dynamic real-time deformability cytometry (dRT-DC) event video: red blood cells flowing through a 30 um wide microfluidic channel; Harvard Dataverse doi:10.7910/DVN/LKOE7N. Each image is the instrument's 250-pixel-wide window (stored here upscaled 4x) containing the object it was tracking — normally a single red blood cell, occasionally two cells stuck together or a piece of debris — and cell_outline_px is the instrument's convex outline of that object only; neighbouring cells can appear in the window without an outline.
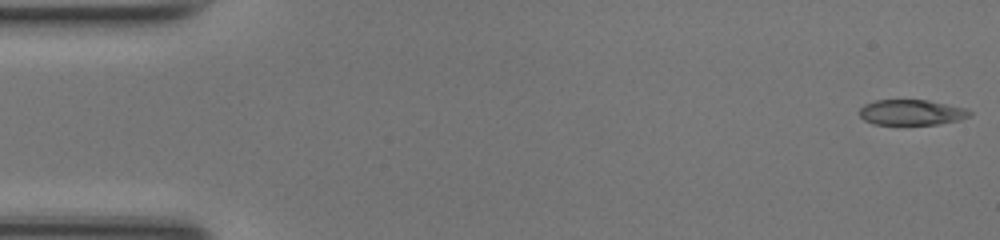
{"species": "common noctule bat (a hibernating species)", "species_latin": "Nyctalus noctula", "temperature_condition": "room temperature", "stored_images_in_passage": 49, "camera_frame_rate_fps": 3000, "um_per_image_px": 0.085, "animal": {"sex": "female", "body_mass_g": 17.0, "forearm_length_mm": 48.0}, "frame": {"image": 1, "passage_image": 1, "time_ms": 0.0, "image_size_px": [1000, 240], "cell_outline_px": [[972, 112], [968, 116], [960, 120], [936, 124], [872, 124], [864, 120], [860, 116], [860, 108], [864, 104], [876, 100], [928, 100], [964, 108]], "centroid_in_image_um": [77.44, 9.55], "position_along_channel_um": 7.6, "area_um2": 16.18}}
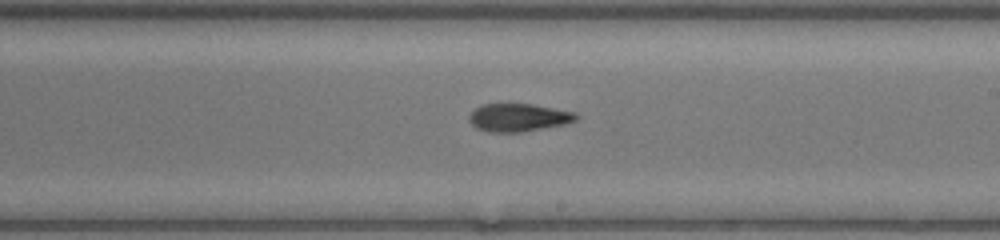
{"frame": {"image": 2, "passage_image": 28, "time_ms": 9.0, "image_size_px": [1000, 240], "cell_outline_px": [[580, 116], [576, 120], [564, 124], [520, 132], [488, 132], [476, 128], [468, 120], [468, 116], [476, 108], [484, 104], [532, 104], [576, 112]], "centroid_in_image_um": [44.07, 9.99], "position_along_channel_um": 244.9, "area_um2": 17.34}}
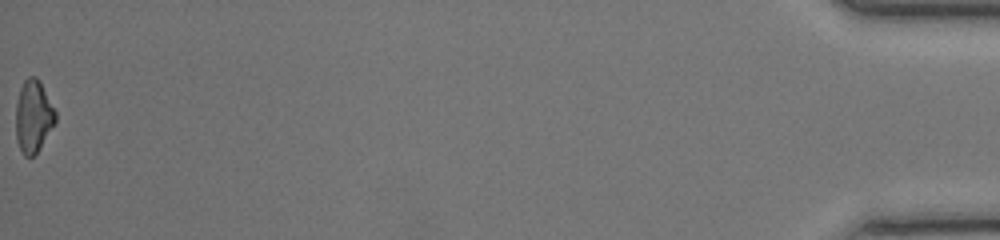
{"frame": {"image": 3, "passage_image": 49, "time_ms": 16.0, "image_size_px": [1000, 240], "cell_outline_px": [[56, 120], [36, 152], [32, 156], [24, 156], [16, 140], [16, 104], [20, 88], [24, 80], [28, 76], [36, 76], [40, 80], [56, 112]], "centroid_in_image_um": [2.82, 9.84], "position_along_channel_um": 432.4, "area_um2": 16.47}, "authors_computed_cell_mechanics": {"area_um2": 17.5134, "velocity_mm_per_s": 4.2646, "shape_relaxation_time_tau1_ms": 7.1774, "shape_relaxation_time_tau2_ms": 3.2413, "deformation_change_tau1": 0.2141, "deformation_change_tau2": 0.1128}}